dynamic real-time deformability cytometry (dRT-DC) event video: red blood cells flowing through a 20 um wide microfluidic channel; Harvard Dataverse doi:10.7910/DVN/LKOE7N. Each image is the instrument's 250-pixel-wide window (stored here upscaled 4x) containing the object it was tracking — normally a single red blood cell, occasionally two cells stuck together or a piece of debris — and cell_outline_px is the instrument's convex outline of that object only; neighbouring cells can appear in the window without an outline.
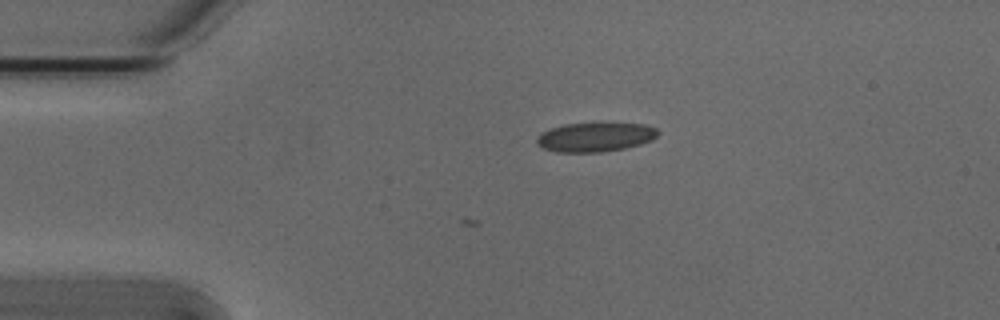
{"species": "Egyptian fruit bat (a non-hibernating species)", "species_latin": "Rousettus aegyptiacus", "temperature_condition": "cold", "stored_images_in_passage": 7, "camera_frame_rate_fps": 3000, "um_per_image_px": 0.085, "animal": {"sex": "male"}, "frame": {"image": 1, "passage_image": 1, "time_ms": 0.0, "image_size_px": [1000, 320], "cell_outline_px": [[660, 132], [652, 140], [640, 144], [624, 148], [600, 152], [556, 152], [544, 148], [536, 144], [536, 140], [540, 132], [564, 124], [644, 124], [656, 128]], "centroid_in_image_um": [50.57, 11.66], "position_along_channel_um": 34.4, "area_um2": 20.35}}